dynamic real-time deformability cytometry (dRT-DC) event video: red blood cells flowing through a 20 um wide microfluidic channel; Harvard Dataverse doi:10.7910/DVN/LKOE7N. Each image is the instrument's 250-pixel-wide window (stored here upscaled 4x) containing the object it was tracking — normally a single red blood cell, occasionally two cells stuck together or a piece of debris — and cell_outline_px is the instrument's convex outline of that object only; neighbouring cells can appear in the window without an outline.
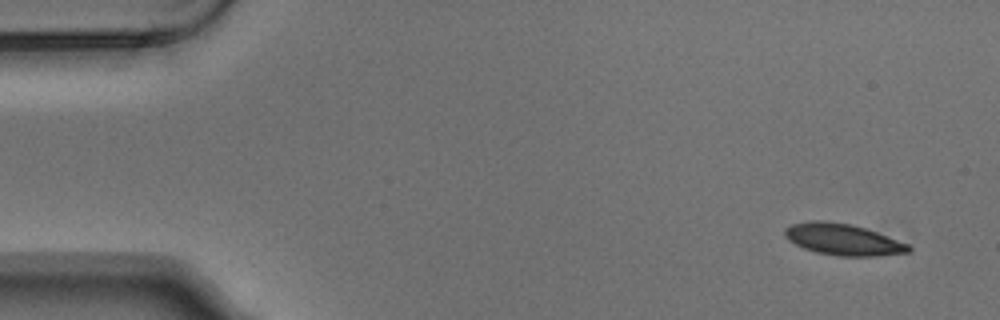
{"species": "Egyptian fruit bat (a non-hibernating species)", "species_latin": "Rousettus aegyptiacus", "temperature_condition": "warm", "stored_images_in_passage": 8, "camera_frame_rate_fps": 3000, "um_per_image_px": 0.085, "animal": {"sex": "male"}, "frame": {"image": 1, "passage_image": 1, "time_ms": 0.0, "image_size_px": [1000, 320], "cell_outline_px": [[912, 248], [908, 252], [872, 256], [840, 256], [816, 252], [804, 248], [788, 240], [784, 236], [784, 228], [792, 224], [808, 220], [824, 220], [852, 224], [888, 236], [908, 244]], "centroid_in_image_um": [71.6, 20.34], "position_along_channel_um": 13.4, "area_um2": 22.6}}
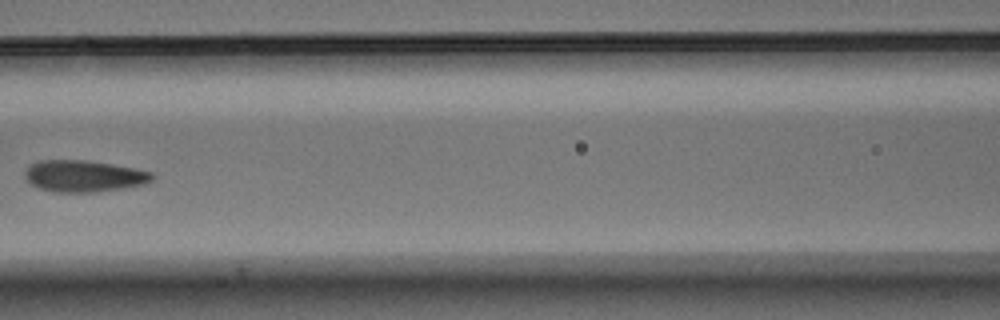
{"frame": {"image": 2, "passage_image": 7, "time_ms": 2.0, "image_size_px": [1000, 320], "cell_outline_px": [[156, 176], [152, 180], [144, 184], [124, 188], [96, 192], [52, 192], [28, 184], [24, 176], [24, 172], [28, 164], [40, 160], [88, 160], [112, 164], [152, 172]], "centroid_in_image_um": [7.08, 14.96], "position_along_channel_um": 159.5, "area_um2": 23.76}}
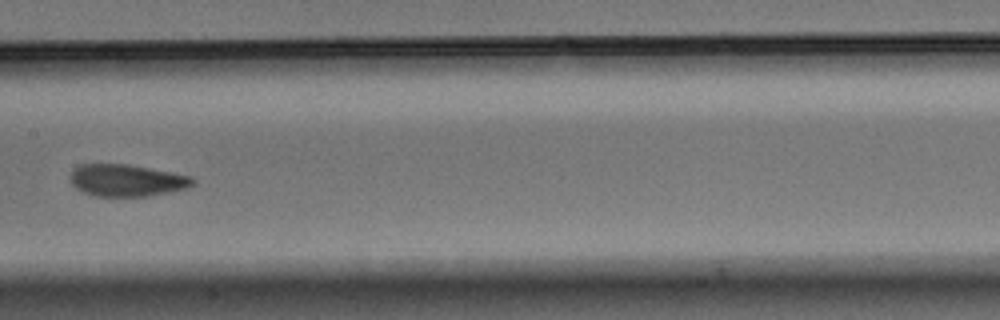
{"frame": {"image": 3, "passage_image": 8, "time_ms": 2.333, "image_size_px": [1000, 320], "cell_outline_px": [[196, 184], [188, 188], [148, 196], [96, 196], [84, 192], [76, 188], [72, 184], [68, 176], [80, 164], [128, 164], [192, 176], [196, 180]], "centroid_in_image_um": [10.8, 15.33], "position_along_channel_um": 196.6, "area_um2": 22.89}}